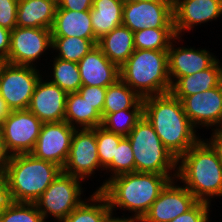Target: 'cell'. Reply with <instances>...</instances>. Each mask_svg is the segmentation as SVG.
I'll return each instance as SVG.
<instances>
[{
  "label": "cell",
  "instance_id": "cell-1",
  "mask_svg": "<svg viewBox=\"0 0 222 222\" xmlns=\"http://www.w3.org/2000/svg\"><path fill=\"white\" fill-rule=\"evenodd\" d=\"M176 175L132 172L113 177L99 190L107 199L112 214L117 211L140 222L161 191ZM130 213L128 214L127 213ZM127 213V214H126Z\"/></svg>",
  "mask_w": 222,
  "mask_h": 222
},
{
  "label": "cell",
  "instance_id": "cell-2",
  "mask_svg": "<svg viewBox=\"0 0 222 222\" xmlns=\"http://www.w3.org/2000/svg\"><path fill=\"white\" fill-rule=\"evenodd\" d=\"M143 116L176 159L203 137L185 114L182 101L171 92L143 98Z\"/></svg>",
  "mask_w": 222,
  "mask_h": 222
},
{
  "label": "cell",
  "instance_id": "cell-3",
  "mask_svg": "<svg viewBox=\"0 0 222 222\" xmlns=\"http://www.w3.org/2000/svg\"><path fill=\"white\" fill-rule=\"evenodd\" d=\"M176 179L198 201L211 204L222 197V164L204 136L177 159Z\"/></svg>",
  "mask_w": 222,
  "mask_h": 222
},
{
  "label": "cell",
  "instance_id": "cell-4",
  "mask_svg": "<svg viewBox=\"0 0 222 222\" xmlns=\"http://www.w3.org/2000/svg\"><path fill=\"white\" fill-rule=\"evenodd\" d=\"M61 171L31 153L11 155L5 173L8 200L34 203Z\"/></svg>",
  "mask_w": 222,
  "mask_h": 222
},
{
  "label": "cell",
  "instance_id": "cell-5",
  "mask_svg": "<svg viewBox=\"0 0 222 222\" xmlns=\"http://www.w3.org/2000/svg\"><path fill=\"white\" fill-rule=\"evenodd\" d=\"M119 71L120 79L142 99L171 91L167 51L135 49Z\"/></svg>",
  "mask_w": 222,
  "mask_h": 222
},
{
  "label": "cell",
  "instance_id": "cell-6",
  "mask_svg": "<svg viewBox=\"0 0 222 222\" xmlns=\"http://www.w3.org/2000/svg\"><path fill=\"white\" fill-rule=\"evenodd\" d=\"M135 172L177 174V159L162 144L151 123L143 116L128 134Z\"/></svg>",
  "mask_w": 222,
  "mask_h": 222
},
{
  "label": "cell",
  "instance_id": "cell-7",
  "mask_svg": "<svg viewBox=\"0 0 222 222\" xmlns=\"http://www.w3.org/2000/svg\"><path fill=\"white\" fill-rule=\"evenodd\" d=\"M84 182L80 178L61 171L34 202L44 221L49 222L48 219H53L54 222H61L77 208L88 197L86 195L88 193H85L86 188L83 186L87 184Z\"/></svg>",
  "mask_w": 222,
  "mask_h": 222
},
{
  "label": "cell",
  "instance_id": "cell-8",
  "mask_svg": "<svg viewBox=\"0 0 222 222\" xmlns=\"http://www.w3.org/2000/svg\"><path fill=\"white\" fill-rule=\"evenodd\" d=\"M49 54H52L51 29L16 26L11 31L10 51L5 62L35 68L40 66L39 69L43 70L47 65L40 63L41 58L47 63L45 58L51 57Z\"/></svg>",
  "mask_w": 222,
  "mask_h": 222
},
{
  "label": "cell",
  "instance_id": "cell-9",
  "mask_svg": "<svg viewBox=\"0 0 222 222\" xmlns=\"http://www.w3.org/2000/svg\"><path fill=\"white\" fill-rule=\"evenodd\" d=\"M42 75V69L1 61L0 96L10 111L28 109L35 86Z\"/></svg>",
  "mask_w": 222,
  "mask_h": 222
},
{
  "label": "cell",
  "instance_id": "cell-10",
  "mask_svg": "<svg viewBox=\"0 0 222 222\" xmlns=\"http://www.w3.org/2000/svg\"><path fill=\"white\" fill-rule=\"evenodd\" d=\"M43 122L32 112L13 110L0 122V137L10 155L31 153Z\"/></svg>",
  "mask_w": 222,
  "mask_h": 222
},
{
  "label": "cell",
  "instance_id": "cell-11",
  "mask_svg": "<svg viewBox=\"0 0 222 222\" xmlns=\"http://www.w3.org/2000/svg\"><path fill=\"white\" fill-rule=\"evenodd\" d=\"M97 150L95 128L75 129L69 154L62 171L82 179L85 183L90 178H98L95 174L99 172L102 178L105 175L100 165ZM95 171L98 172L96 173Z\"/></svg>",
  "mask_w": 222,
  "mask_h": 222
},
{
  "label": "cell",
  "instance_id": "cell-12",
  "mask_svg": "<svg viewBox=\"0 0 222 222\" xmlns=\"http://www.w3.org/2000/svg\"><path fill=\"white\" fill-rule=\"evenodd\" d=\"M183 42V36H176L167 51L168 70L172 85L180 77L193 75L210 68L219 59L215 53L210 52L212 51L209 50L210 48L184 46Z\"/></svg>",
  "mask_w": 222,
  "mask_h": 222
},
{
  "label": "cell",
  "instance_id": "cell-13",
  "mask_svg": "<svg viewBox=\"0 0 222 222\" xmlns=\"http://www.w3.org/2000/svg\"><path fill=\"white\" fill-rule=\"evenodd\" d=\"M122 25L128 27L132 32L145 28H174L173 0L124 4Z\"/></svg>",
  "mask_w": 222,
  "mask_h": 222
},
{
  "label": "cell",
  "instance_id": "cell-14",
  "mask_svg": "<svg viewBox=\"0 0 222 222\" xmlns=\"http://www.w3.org/2000/svg\"><path fill=\"white\" fill-rule=\"evenodd\" d=\"M182 104L185 114L197 130L210 131L222 127V82L210 90L186 96Z\"/></svg>",
  "mask_w": 222,
  "mask_h": 222
},
{
  "label": "cell",
  "instance_id": "cell-15",
  "mask_svg": "<svg viewBox=\"0 0 222 222\" xmlns=\"http://www.w3.org/2000/svg\"><path fill=\"white\" fill-rule=\"evenodd\" d=\"M222 19V0H173V22L176 36L193 32L208 22ZM204 24V25H202ZM186 32V33H185Z\"/></svg>",
  "mask_w": 222,
  "mask_h": 222
},
{
  "label": "cell",
  "instance_id": "cell-16",
  "mask_svg": "<svg viewBox=\"0 0 222 222\" xmlns=\"http://www.w3.org/2000/svg\"><path fill=\"white\" fill-rule=\"evenodd\" d=\"M75 129L66 121L43 123L31 154L36 158L52 162L63 169Z\"/></svg>",
  "mask_w": 222,
  "mask_h": 222
},
{
  "label": "cell",
  "instance_id": "cell-17",
  "mask_svg": "<svg viewBox=\"0 0 222 222\" xmlns=\"http://www.w3.org/2000/svg\"><path fill=\"white\" fill-rule=\"evenodd\" d=\"M198 200L177 179L171 180L140 222H170L190 210Z\"/></svg>",
  "mask_w": 222,
  "mask_h": 222
},
{
  "label": "cell",
  "instance_id": "cell-18",
  "mask_svg": "<svg viewBox=\"0 0 222 222\" xmlns=\"http://www.w3.org/2000/svg\"><path fill=\"white\" fill-rule=\"evenodd\" d=\"M67 95L42 75L35 86L28 110L43 123L62 122Z\"/></svg>",
  "mask_w": 222,
  "mask_h": 222
},
{
  "label": "cell",
  "instance_id": "cell-19",
  "mask_svg": "<svg viewBox=\"0 0 222 222\" xmlns=\"http://www.w3.org/2000/svg\"><path fill=\"white\" fill-rule=\"evenodd\" d=\"M82 86L107 88L120 79L119 67L96 45L78 63Z\"/></svg>",
  "mask_w": 222,
  "mask_h": 222
},
{
  "label": "cell",
  "instance_id": "cell-20",
  "mask_svg": "<svg viewBox=\"0 0 222 222\" xmlns=\"http://www.w3.org/2000/svg\"><path fill=\"white\" fill-rule=\"evenodd\" d=\"M52 36L80 37L90 39L95 45L98 39L94 35L90 10L72 11L57 9L51 28Z\"/></svg>",
  "mask_w": 222,
  "mask_h": 222
},
{
  "label": "cell",
  "instance_id": "cell-21",
  "mask_svg": "<svg viewBox=\"0 0 222 222\" xmlns=\"http://www.w3.org/2000/svg\"><path fill=\"white\" fill-rule=\"evenodd\" d=\"M221 57L210 68L193 75L180 77L171 87V93L181 101L191 96L217 87L222 82Z\"/></svg>",
  "mask_w": 222,
  "mask_h": 222
},
{
  "label": "cell",
  "instance_id": "cell-22",
  "mask_svg": "<svg viewBox=\"0 0 222 222\" xmlns=\"http://www.w3.org/2000/svg\"><path fill=\"white\" fill-rule=\"evenodd\" d=\"M57 7L50 0H18L17 26L51 29Z\"/></svg>",
  "mask_w": 222,
  "mask_h": 222
},
{
  "label": "cell",
  "instance_id": "cell-23",
  "mask_svg": "<svg viewBox=\"0 0 222 222\" xmlns=\"http://www.w3.org/2000/svg\"><path fill=\"white\" fill-rule=\"evenodd\" d=\"M97 46L120 68L135 50L133 32L124 25L118 26L98 39Z\"/></svg>",
  "mask_w": 222,
  "mask_h": 222
},
{
  "label": "cell",
  "instance_id": "cell-24",
  "mask_svg": "<svg viewBox=\"0 0 222 222\" xmlns=\"http://www.w3.org/2000/svg\"><path fill=\"white\" fill-rule=\"evenodd\" d=\"M123 6L121 0H93L90 17L97 39L122 25Z\"/></svg>",
  "mask_w": 222,
  "mask_h": 222
},
{
  "label": "cell",
  "instance_id": "cell-25",
  "mask_svg": "<svg viewBox=\"0 0 222 222\" xmlns=\"http://www.w3.org/2000/svg\"><path fill=\"white\" fill-rule=\"evenodd\" d=\"M64 121L76 129L96 128L102 124V115L74 92L67 95Z\"/></svg>",
  "mask_w": 222,
  "mask_h": 222
},
{
  "label": "cell",
  "instance_id": "cell-26",
  "mask_svg": "<svg viewBox=\"0 0 222 222\" xmlns=\"http://www.w3.org/2000/svg\"><path fill=\"white\" fill-rule=\"evenodd\" d=\"M53 57V58H52ZM49 59L48 70L43 72V76L67 94L77 92L81 86V74L76 62L66 61L53 55ZM50 65V66H49ZM47 72V73H46Z\"/></svg>",
  "mask_w": 222,
  "mask_h": 222
},
{
  "label": "cell",
  "instance_id": "cell-27",
  "mask_svg": "<svg viewBox=\"0 0 222 222\" xmlns=\"http://www.w3.org/2000/svg\"><path fill=\"white\" fill-rule=\"evenodd\" d=\"M88 197L61 222H105L112 214L108 201L99 191Z\"/></svg>",
  "mask_w": 222,
  "mask_h": 222
},
{
  "label": "cell",
  "instance_id": "cell-28",
  "mask_svg": "<svg viewBox=\"0 0 222 222\" xmlns=\"http://www.w3.org/2000/svg\"><path fill=\"white\" fill-rule=\"evenodd\" d=\"M121 110H143V99L121 79L109 85L106 90L103 114Z\"/></svg>",
  "mask_w": 222,
  "mask_h": 222
},
{
  "label": "cell",
  "instance_id": "cell-29",
  "mask_svg": "<svg viewBox=\"0 0 222 222\" xmlns=\"http://www.w3.org/2000/svg\"><path fill=\"white\" fill-rule=\"evenodd\" d=\"M94 46L90 39L52 36V55L66 61L78 63Z\"/></svg>",
  "mask_w": 222,
  "mask_h": 222
},
{
  "label": "cell",
  "instance_id": "cell-30",
  "mask_svg": "<svg viewBox=\"0 0 222 222\" xmlns=\"http://www.w3.org/2000/svg\"><path fill=\"white\" fill-rule=\"evenodd\" d=\"M175 37L174 28H145L133 32L135 49L168 51Z\"/></svg>",
  "mask_w": 222,
  "mask_h": 222
},
{
  "label": "cell",
  "instance_id": "cell-31",
  "mask_svg": "<svg viewBox=\"0 0 222 222\" xmlns=\"http://www.w3.org/2000/svg\"><path fill=\"white\" fill-rule=\"evenodd\" d=\"M132 172H135L133 150L129 139L124 137L120 141L118 148H116L115 156L112 159V164L104 171L105 175L107 173L106 177L108 175L109 177L102 179L103 183H98L100 185L98 187L96 186L95 190H100L108 180L115 176Z\"/></svg>",
  "mask_w": 222,
  "mask_h": 222
},
{
  "label": "cell",
  "instance_id": "cell-32",
  "mask_svg": "<svg viewBox=\"0 0 222 222\" xmlns=\"http://www.w3.org/2000/svg\"><path fill=\"white\" fill-rule=\"evenodd\" d=\"M142 117L143 110H121L103 114L101 127L111 133L127 137Z\"/></svg>",
  "mask_w": 222,
  "mask_h": 222
},
{
  "label": "cell",
  "instance_id": "cell-33",
  "mask_svg": "<svg viewBox=\"0 0 222 222\" xmlns=\"http://www.w3.org/2000/svg\"><path fill=\"white\" fill-rule=\"evenodd\" d=\"M0 222H45L35 203L8 201L0 211Z\"/></svg>",
  "mask_w": 222,
  "mask_h": 222
},
{
  "label": "cell",
  "instance_id": "cell-34",
  "mask_svg": "<svg viewBox=\"0 0 222 222\" xmlns=\"http://www.w3.org/2000/svg\"><path fill=\"white\" fill-rule=\"evenodd\" d=\"M95 138L97 141L98 157L101 168L105 171L111 164L115 156L116 148L124 138L121 135L111 133L99 126L95 128Z\"/></svg>",
  "mask_w": 222,
  "mask_h": 222
},
{
  "label": "cell",
  "instance_id": "cell-35",
  "mask_svg": "<svg viewBox=\"0 0 222 222\" xmlns=\"http://www.w3.org/2000/svg\"><path fill=\"white\" fill-rule=\"evenodd\" d=\"M214 204L198 201L190 210L177 216L170 222H212L211 209ZM212 207V208H211Z\"/></svg>",
  "mask_w": 222,
  "mask_h": 222
},
{
  "label": "cell",
  "instance_id": "cell-36",
  "mask_svg": "<svg viewBox=\"0 0 222 222\" xmlns=\"http://www.w3.org/2000/svg\"><path fill=\"white\" fill-rule=\"evenodd\" d=\"M106 90L107 88L99 86H81L77 92L83 100H86L93 108L103 115Z\"/></svg>",
  "mask_w": 222,
  "mask_h": 222
},
{
  "label": "cell",
  "instance_id": "cell-37",
  "mask_svg": "<svg viewBox=\"0 0 222 222\" xmlns=\"http://www.w3.org/2000/svg\"><path fill=\"white\" fill-rule=\"evenodd\" d=\"M18 0H0V27L13 30L17 26Z\"/></svg>",
  "mask_w": 222,
  "mask_h": 222
},
{
  "label": "cell",
  "instance_id": "cell-38",
  "mask_svg": "<svg viewBox=\"0 0 222 222\" xmlns=\"http://www.w3.org/2000/svg\"><path fill=\"white\" fill-rule=\"evenodd\" d=\"M93 0H61L57 9H67L72 11L91 10Z\"/></svg>",
  "mask_w": 222,
  "mask_h": 222
},
{
  "label": "cell",
  "instance_id": "cell-39",
  "mask_svg": "<svg viewBox=\"0 0 222 222\" xmlns=\"http://www.w3.org/2000/svg\"><path fill=\"white\" fill-rule=\"evenodd\" d=\"M11 30L0 27V61L8 58L10 51Z\"/></svg>",
  "mask_w": 222,
  "mask_h": 222
},
{
  "label": "cell",
  "instance_id": "cell-40",
  "mask_svg": "<svg viewBox=\"0 0 222 222\" xmlns=\"http://www.w3.org/2000/svg\"><path fill=\"white\" fill-rule=\"evenodd\" d=\"M212 132V133H211ZM210 137L205 139L216 150L219 160L222 164V127L210 131Z\"/></svg>",
  "mask_w": 222,
  "mask_h": 222
},
{
  "label": "cell",
  "instance_id": "cell-41",
  "mask_svg": "<svg viewBox=\"0 0 222 222\" xmlns=\"http://www.w3.org/2000/svg\"><path fill=\"white\" fill-rule=\"evenodd\" d=\"M10 156L11 155L7 152L5 145L0 137V175H5Z\"/></svg>",
  "mask_w": 222,
  "mask_h": 222
},
{
  "label": "cell",
  "instance_id": "cell-42",
  "mask_svg": "<svg viewBox=\"0 0 222 222\" xmlns=\"http://www.w3.org/2000/svg\"><path fill=\"white\" fill-rule=\"evenodd\" d=\"M6 178L5 175H0V211L8 202Z\"/></svg>",
  "mask_w": 222,
  "mask_h": 222
},
{
  "label": "cell",
  "instance_id": "cell-43",
  "mask_svg": "<svg viewBox=\"0 0 222 222\" xmlns=\"http://www.w3.org/2000/svg\"><path fill=\"white\" fill-rule=\"evenodd\" d=\"M105 222H138L135 219L129 218V217H125V216H118V215H114L111 214L106 220Z\"/></svg>",
  "mask_w": 222,
  "mask_h": 222
},
{
  "label": "cell",
  "instance_id": "cell-44",
  "mask_svg": "<svg viewBox=\"0 0 222 222\" xmlns=\"http://www.w3.org/2000/svg\"><path fill=\"white\" fill-rule=\"evenodd\" d=\"M10 113L5 100L0 96V122H2Z\"/></svg>",
  "mask_w": 222,
  "mask_h": 222
},
{
  "label": "cell",
  "instance_id": "cell-45",
  "mask_svg": "<svg viewBox=\"0 0 222 222\" xmlns=\"http://www.w3.org/2000/svg\"><path fill=\"white\" fill-rule=\"evenodd\" d=\"M123 4L127 3H136V2H141V1H154V0H121Z\"/></svg>",
  "mask_w": 222,
  "mask_h": 222
},
{
  "label": "cell",
  "instance_id": "cell-46",
  "mask_svg": "<svg viewBox=\"0 0 222 222\" xmlns=\"http://www.w3.org/2000/svg\"><path fill=\"white\" fill-rule=\"evenodd\" d=\"M50 1H52V2H54L56 5H58L61 0H50Z\"/></svg>",
  "mask_w": 222,
  "mask_h": 222
}]
</instances>
